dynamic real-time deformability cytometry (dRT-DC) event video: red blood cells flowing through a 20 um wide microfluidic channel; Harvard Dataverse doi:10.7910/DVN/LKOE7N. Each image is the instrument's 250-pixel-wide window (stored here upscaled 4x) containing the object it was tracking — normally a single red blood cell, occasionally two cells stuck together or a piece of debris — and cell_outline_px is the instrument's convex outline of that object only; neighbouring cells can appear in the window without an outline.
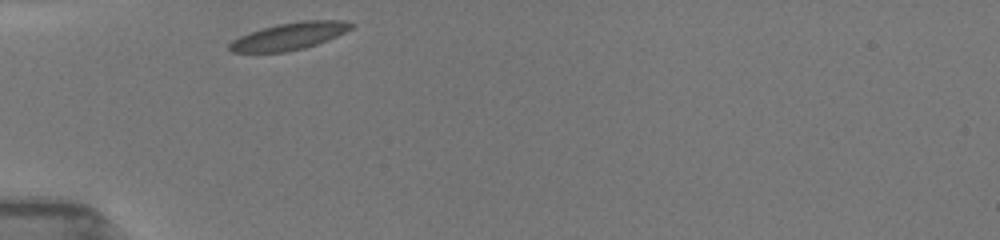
{"species": "common noctule bat (a hibernating species)", "species_latin": "Nyctalus noctula", "temperature_condition": "room temperature", "stored_images_in_passage": 5, "camera_frame_rate_fps": 3000, "um_per_image_px": 0.085, "animal": {"sex": "female", "body_mass_g": 19.5, "forearm_length_mm": 54.1}, "frame": {"image": 1, "passage_image": 1, "time_ms": 0.0, "image_size_px": [1000, 240], "cell_outline_px": [[352, 28], [328, 40], [304, 48], [284, 52], [232, 52], [228, 48], [228, 44], [232, 40], [240, 36], [260, 28], [300, 20], [344, 20], [352, 24]], "centroid_in_image_um": [24.56, 3.07], "position_along_channel_um": 60.4, "area_um2": 19.13}}
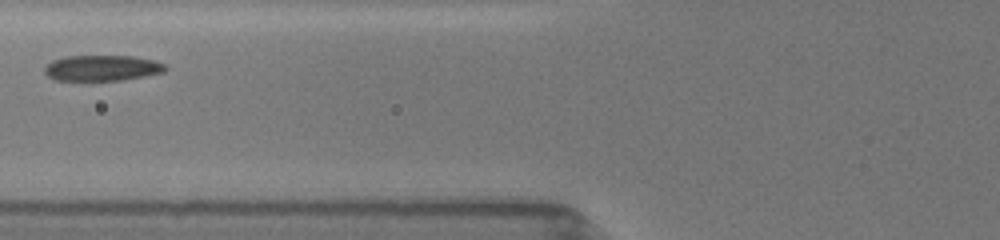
{"frame": {"image": 2, "passage_image": 3, "time_ms": 1.667, "image_size_px": [1000, 240], "cell_outline_px": [[168, 68], [164, 72], [124, 80], [56, 80], [48, 76], [44, 72], [44, 68], [52, 60], [64, 56], [132, 56], [152, 60], [164, 64]], "centroid_in_image_um": [8.67, 5.78], "position_along_channel_um": 117.1, "area_um2": 18.03}}
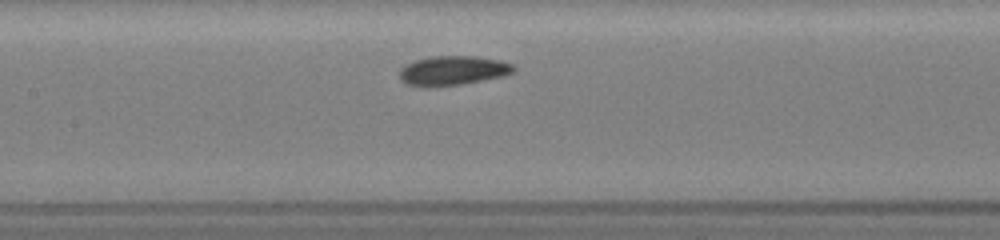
{"frame": {"image": 3, "passage_image": 5, "time_ms": 3.0, "image_size_px": [1000, 240], "cell_outline_px": [[516, 68], [512, 72], [500, 76], [460, 84], [436, 88], [424, 88], [404, 84], [400, 80], [400, 68], [404, 64], [416, 60], [432, 56], [476, 56], [500, 60], [512, 64]], "centroid_in_image_um": [38.4, 6.01], "position_along_channel_um": 169.0, "area_um2": 19.77}}